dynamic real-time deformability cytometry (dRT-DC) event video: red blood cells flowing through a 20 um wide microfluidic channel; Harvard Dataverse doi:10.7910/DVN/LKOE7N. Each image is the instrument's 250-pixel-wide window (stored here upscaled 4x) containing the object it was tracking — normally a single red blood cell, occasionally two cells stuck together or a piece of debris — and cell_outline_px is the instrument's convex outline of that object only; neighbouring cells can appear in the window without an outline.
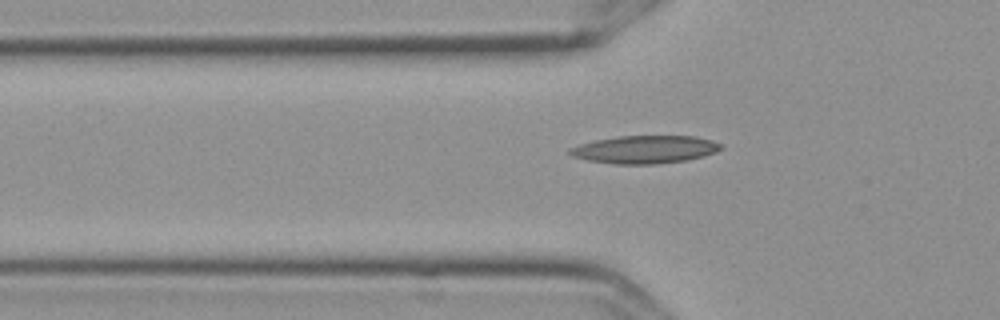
{"species": "Egyptian fruit bat (a non-hibernating species)", "species_latin": "Rousettus aegyptiacus", "temperature_condition": "cold", "stored_images_in_passage": 38, "camera_frame_rate_fps": 3000, "um_per_image_px": 0.085, "frame": {"image": 1, "passage_image": 3, "time_ms": 0.667, "image_size_px": [1000, 320], "cell_outline_px": [[724, 148], [716, 152], [704, 156], [688, 160], [652, 164], [616, 164], [588, 160], [572, 156], [568, 152], [568, 148], [580, 144], [596, 140], [620, 136], [696, 136], [712, 140], [724, 144]], "centroid_in_image_um": [54.87, 12.7], "position_along_channel_um": 70.9, "area_um2": 24.62}}
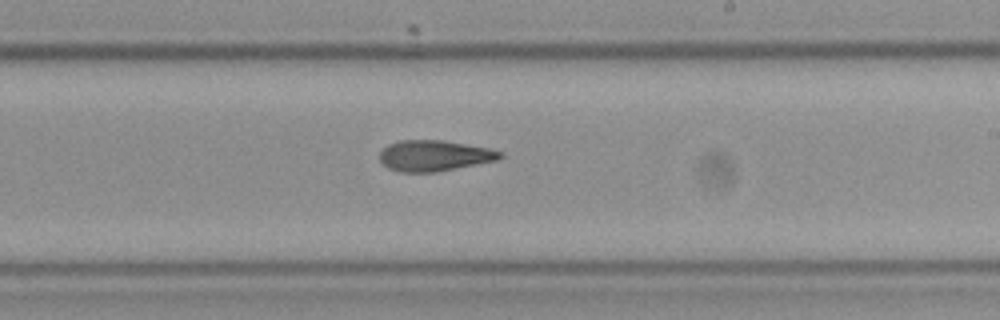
{"frame": {"image": 2, "passage_image": 18, "time_ms": 5.667, "image_size_px": [1000, 320], "cell_outline_px": [[504, 156], [500, 160], [436, 172], [400, 172], [388, 168], [380, 160], [380, 152], [388, 144], [400, 140], [444, 140], [488, 148], [504, 152]], "centroid_in_image_um": [36.96, 13.23], "position_along_channel_um": 252.0, "area_um2": 21.79}}
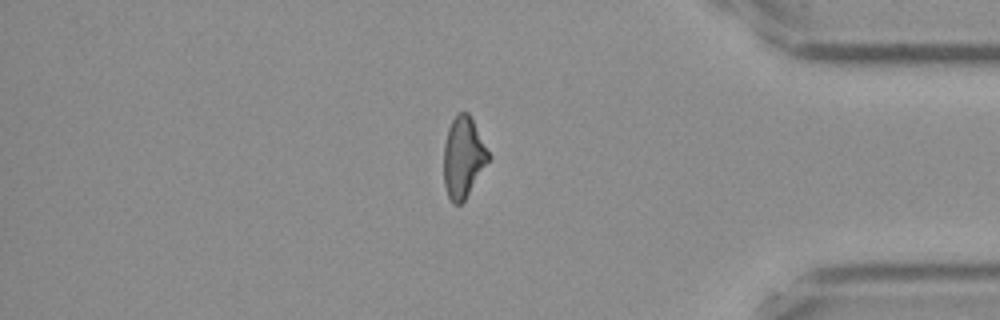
{"frame": {"image": 3, "passage_image": 32, "time_ms": 10.333, "image_size_px": [1000, 320], "cell_outline_px": [[492, 156], [464, 200], [460, 204], [452, 204], [448, 196], [444, 184], [444, 144], [448, 128], [456, 112], [468, 112]], "centroid_in_image_um": [39.38, 13.35], "position_along_channel_um": 395.8, "area_um2": 21.1}}